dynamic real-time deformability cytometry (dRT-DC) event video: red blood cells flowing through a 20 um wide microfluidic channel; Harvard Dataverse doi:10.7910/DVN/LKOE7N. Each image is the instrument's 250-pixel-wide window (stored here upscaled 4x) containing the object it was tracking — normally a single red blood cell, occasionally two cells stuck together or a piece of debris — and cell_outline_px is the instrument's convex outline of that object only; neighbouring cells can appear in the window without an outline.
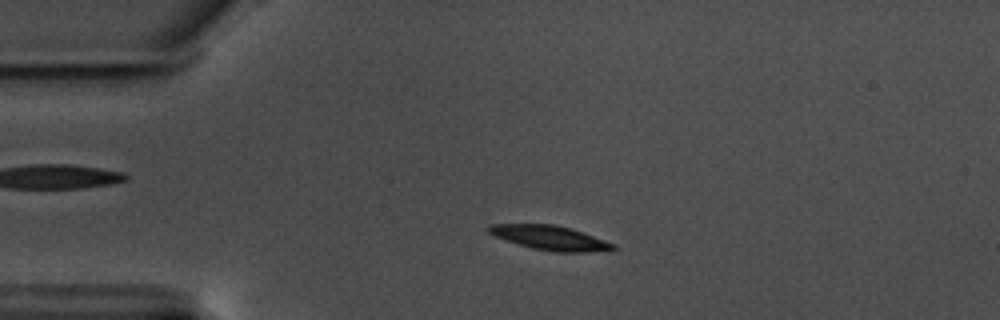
{"species": "common noctule bat (a hibernating species)", "species_latin": "Nyctalus noctula", "temperature_condition": "warm", "stored_images_in_passage": 46, "camera_frame_rate_fps": 3000, "um_per_image_px": 0.085, "animal": {"sex": "male", "body_mass_g": 17.5, "forearm_length_mm": 52.3}, "frame": {"image": 1, "passage_image": 1, "time_ms": 0.0, "image_size_px": [1000, 320], "cell_outline_px": [[620, 248], [588, 252], [556, 252], [532, 248], [496, 236], [488, 232], [484, 228], [488, 224], [552, 224], [568, 228], [616, 244]], "centroid_in_image_um": [46.73, 20.21], "position_along_channel_um": 38.3, "area_um2": 17.34}}
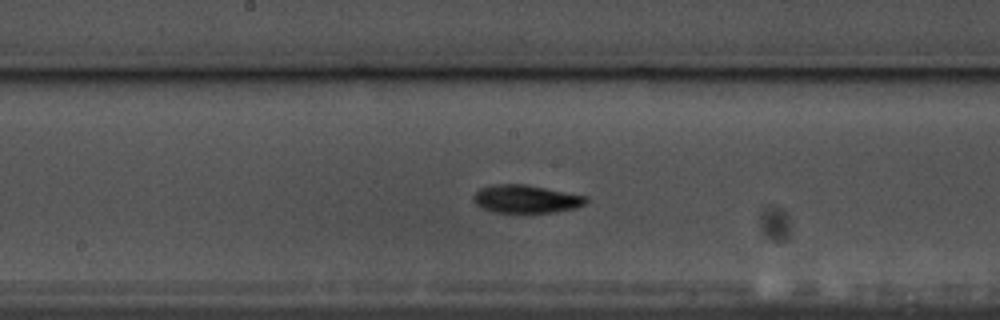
{"frame": {"image": 2, "passage_image": 18, "time_ms": 5.667, "image_size_px": [1000, 320], "cell_outline_px": [[588, 204], [576, 208], [556, 212], [516, 216], [492, 212], [476, 204], [472, 200], [472, 196], [480, 188], [492, 184], [528, 184], [588, 196]], "centroid_in_image_um": [44.73, 16.96], "position_along_channel_um": 203.5, "area_um2": 19.59}}
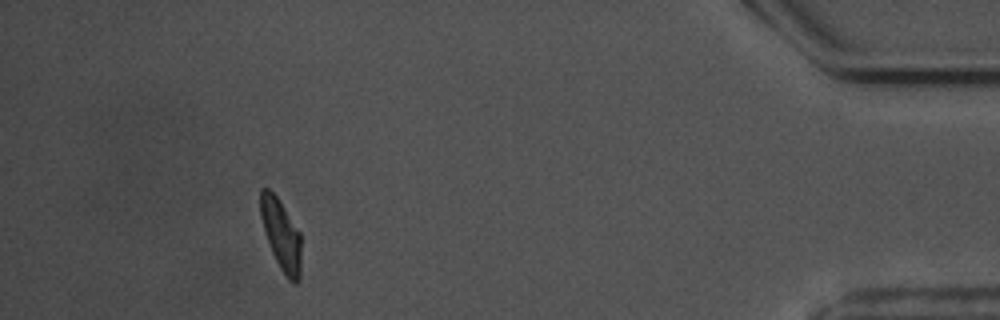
{"frame": {"image": 3, "passage_image": 41, "time_ms": 13.333, "image_size_px": [1000, 320], "cell_outline_px": [[300, 276], [296, 280], [288, 280], [280, 268], [272, 252], [260, 216], [260, 188], [268, 188], [276, 196], [300, 232]], "centroid_in_image_um": [23.88, 19.91], "position_along_channel_um": 411.3, "area_um2": 16.3}, "authors_computed_cell_mechanics": {"area_um2": 17.7735, "velocity_mm_per_s": 3.4992, "shape_relaxation_time_tau1_ms": 3.3448, "shape_relaxation_time_tau2_ms": 6.0059, "deformation_change_tau1": 0.1254, "deformation_change_tau2": 0.1121}}